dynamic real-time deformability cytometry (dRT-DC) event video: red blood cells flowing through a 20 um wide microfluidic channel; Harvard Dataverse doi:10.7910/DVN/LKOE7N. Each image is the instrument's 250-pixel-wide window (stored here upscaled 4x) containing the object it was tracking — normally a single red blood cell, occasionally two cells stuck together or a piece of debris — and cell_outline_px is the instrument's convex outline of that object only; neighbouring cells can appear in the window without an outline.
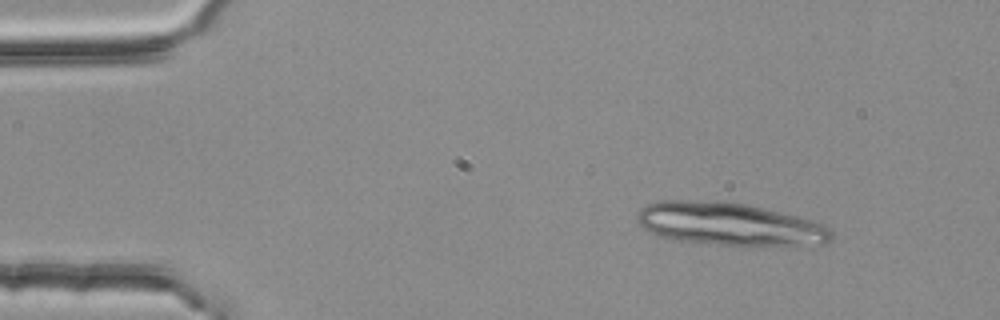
{"species": "common noctule bat (a hibernating species)", "species_latin": "Nyctalus noctula", "temperature_condition": "room temperature", "stored_images_in_passage": 2, "camera_frame_rate_fps": 3000, "um_per_image_px": 0.085, "animal": {"sex": "female", "body_mass_g": 25.1}, "frame": {"image": 1, "passage_image": 1, "time_ms": 0.0, "image_size_px": [1000, 320], "cell_outline_px": [[832, 240], [828, 244], [720, 244], [676, 240], [660, 236], [644, 228], [636, 220], [636, 216], [640, 208], [648, 204], [660, 200], [724, 200], [744, 204], [796, 216], [812, 220], [824, 224], [832, 228]], "centroid_in_image_um": [61.98, 19.01], "position_along_channel_um": 23.0, "area_um2": 47.97}}